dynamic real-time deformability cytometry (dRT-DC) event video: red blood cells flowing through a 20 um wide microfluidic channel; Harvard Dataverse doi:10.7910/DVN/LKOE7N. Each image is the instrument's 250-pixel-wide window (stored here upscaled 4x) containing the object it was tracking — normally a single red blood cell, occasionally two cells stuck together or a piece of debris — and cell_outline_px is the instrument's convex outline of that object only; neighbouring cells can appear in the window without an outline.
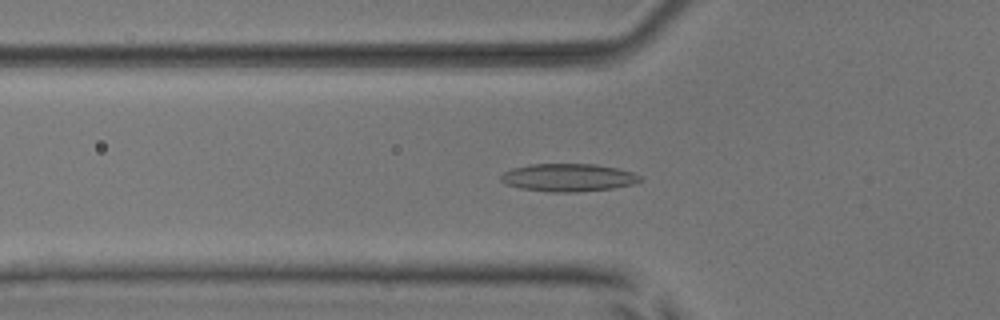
{"species": "common noctule bat (a hibernating species)", "species_latin": "Nyctalus noctula", "temperature_condition": "room temperature", "stored_images_in_passage": 54, "camera_frame_rate_fps": 3000, "um_per_image_px": 0.085, "animal": {"sex": "male", "body_mass_g": 17.9, "forearm_length_mm": 54.2}, "frame": {"image": 1, "passage_image": 19, "time_ms": 6.0, "image_size_px": [1000, 320], "cell_outline_px": [[640, 180], [632, 184], [612, 188], [576, 192], [552, 192], [520, 188], [508, 184], [500, 180], [500, 176], [504, 172], [512, 168], [528, 164], [596, 164], [620, 168], [632, 172], [640, 176]], "centroid_in_image_um": [48.29, 15.08], "position_along_channel_um": 77.5, "area_um2": 22.48}}
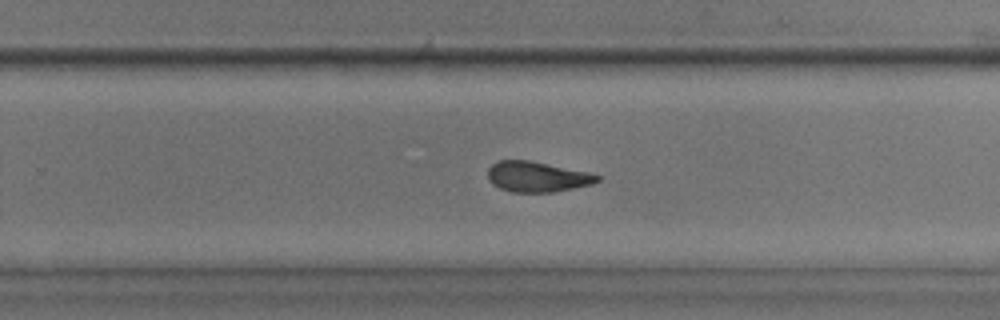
{"frame": {"image": 2, "passage_image": 35, "time_ms": 11.333, "image_size_px": [1000, 320], "cell_outline_px": [[600, 180], [592, 184], [552, 192], [512, 192], [500, 188], [492, 184], [488, 180], [488, 168], [496, 160], [528, 160], [588, 172], [600, 176]], "centroid_in_image_um": [45.61, 15.02], "position_along_channel_um": 284.2, "area_um2": 19.31}}
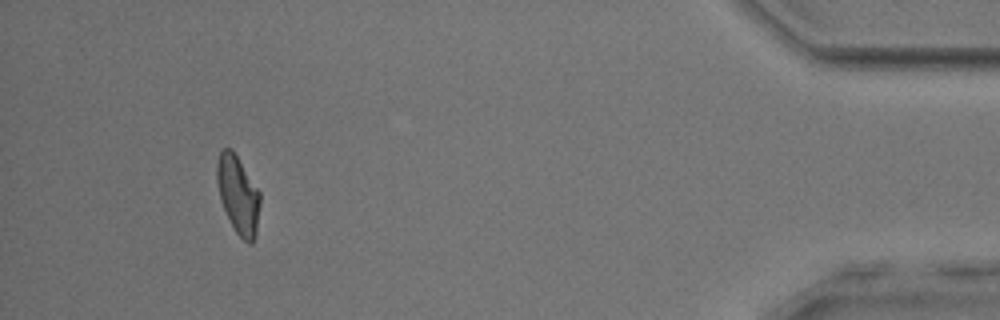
{"frame": {"image": 3, "passage_image": 50, "time_ms": 16.333, "image_size_px": [1000, 320], "cell_outline_px": [[260, 204], [256, 236], [252, 244], [248, 244], [236, 232], [220, 200], [216, 180], [216, 164], [220, 152], [224, 148], [232, 148], [260, 192]], "centroid_in_image_um": [20.24, 16.55], "position_along_channel_um": 415.0, "area_um2": 19.59}, "authors_computed_cell_mechanics": {"area_um2": 20.1722, "velocity_mm_per_s": 3.8804, "shape_relaxation_time_tau1_ms": 10.1227, "shape_relaxation_time_tau2_ms": 2.325, "deformation_change_tau1": 0.2145, "deformation_change_tau2": 0.1044}}